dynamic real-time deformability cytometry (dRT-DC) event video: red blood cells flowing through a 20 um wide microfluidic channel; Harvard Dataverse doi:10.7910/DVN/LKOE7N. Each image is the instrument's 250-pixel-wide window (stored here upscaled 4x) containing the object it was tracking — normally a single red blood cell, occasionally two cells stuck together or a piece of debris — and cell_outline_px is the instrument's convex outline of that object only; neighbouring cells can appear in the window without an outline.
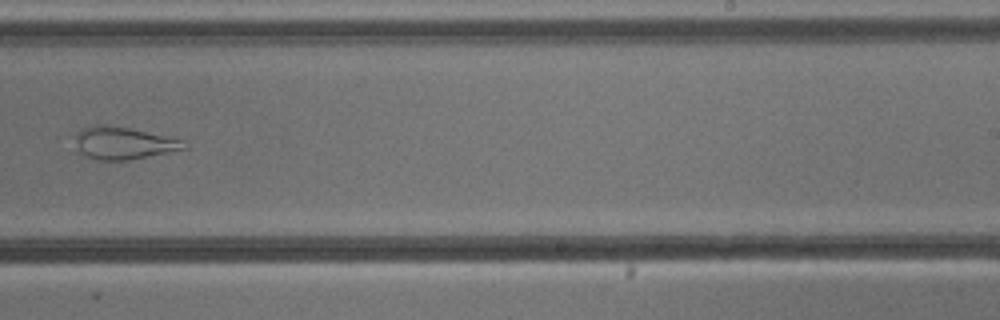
{"species": "common noctule bat (a hibernating species)", "species_latin": "Nyctalus noctula", "temperature_condition": "cold", "stored_images_in_passage": 10, "camera_frame_rate_fps": 3000, "um_per_image_px": 0.085, "animal": {"sex": "male", "body_mass_g": 13.3}, "frame": {"image": 1, "passage_image": 10, "time_ms": 10.333, "image_size_px": [1000, 320], "cell_outline_px": [[188, 148], [128, 160], [96, 160], [76, 152], [76, 132], [84, 128], [96, 124], [104, 124], [128, 128], [184, 140]], "centroid_in_image_um": [10.45, 12.17], "position_along_channel_um": 278.6, "area_um2": 20.46}}